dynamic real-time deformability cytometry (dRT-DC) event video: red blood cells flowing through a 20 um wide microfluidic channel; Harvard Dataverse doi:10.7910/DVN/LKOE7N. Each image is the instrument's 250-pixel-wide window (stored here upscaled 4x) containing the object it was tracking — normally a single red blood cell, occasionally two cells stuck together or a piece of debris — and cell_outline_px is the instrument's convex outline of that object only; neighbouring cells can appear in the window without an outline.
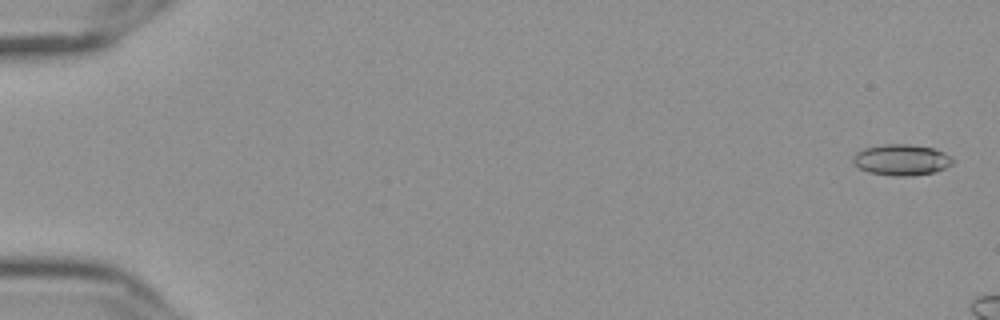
{"species": "Egyptian fruit bat (a non-hibernating species)", "species_latin": "Rousettus aegyptiacus", "temperature_condition": "cold", "stored_images_in_passage": 11, "camera_frame_rate_fps": 3000, "um_per_image_px": 0.085, "frame": {"image": 1, "passage_image": 2, "time_ms": 0.333, "image_size_px": [1000, 320], "cell_outline_px": [[956, 160], [952, 164], [936, 172], [912, 176], [892, 176], [868, 172], [860, 168], [852, 160], [852, 156], [856, 152], [864, 148], [884, 144], [912, 144], [932, 148], [944, 152], [952, 156]], "centroid_in_image_um": [76.65, 13.59], "position_along_channel_um": 8.3, "area_um2": 18.26}}